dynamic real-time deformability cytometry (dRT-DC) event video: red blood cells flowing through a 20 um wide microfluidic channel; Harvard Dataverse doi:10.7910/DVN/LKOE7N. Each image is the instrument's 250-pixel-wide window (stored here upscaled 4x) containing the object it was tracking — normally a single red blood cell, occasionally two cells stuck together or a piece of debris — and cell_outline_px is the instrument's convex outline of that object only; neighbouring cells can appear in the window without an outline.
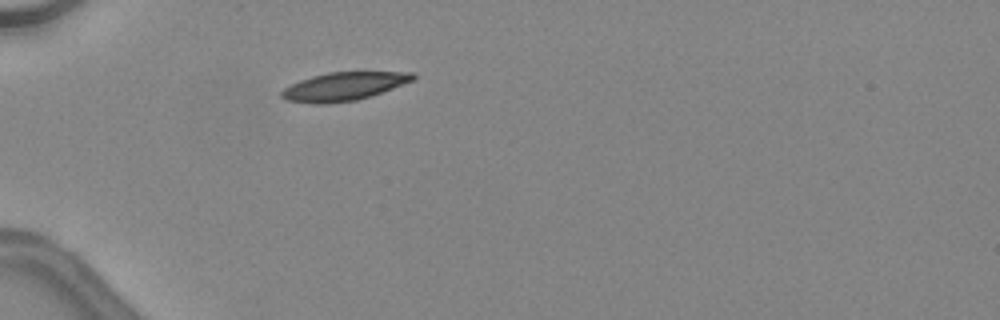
{"species": "common noctule bat (a hibernating species)", "species_latin": "Nyctalus noctula", "temperature_condition": "warm", "stored_images_in_passage": 32, "camera_frame_rate_fps": 3000, "um_per_image_px": 0.085, "animal": {"sex": "female", "body_mass_g": 24.6, "forearm_length_mm": 56.2}, "frame": {"image": 1, "passage_image": 1, "time_ms": 0.0, "image_size_px": [1000, 320], "cell_outline_px": [[416, 76], [412, 80], [372, 96], [356, 100], [328, 104], [316, 104], [288, 100], [280, 96], [280, 92], [284, 88], [300, 80], [312, 76], [328, 72], [412, 72]], "centroid_in_image_um": [29.19, 7.35], "position_along_channel_um": 55.8, "area_um2": 21.5}, "authors_computed_cell_mechanics": {"area_um2": 21.7617, "velocity_mm_per_s": 4.5361, "shape_relaxation_time_tau1_ms": 6.3668, "shape_relaxation_time_tau2_ms": null, "deformation_change_tau1": 0.1936, "deformation_change_tau2": null}}